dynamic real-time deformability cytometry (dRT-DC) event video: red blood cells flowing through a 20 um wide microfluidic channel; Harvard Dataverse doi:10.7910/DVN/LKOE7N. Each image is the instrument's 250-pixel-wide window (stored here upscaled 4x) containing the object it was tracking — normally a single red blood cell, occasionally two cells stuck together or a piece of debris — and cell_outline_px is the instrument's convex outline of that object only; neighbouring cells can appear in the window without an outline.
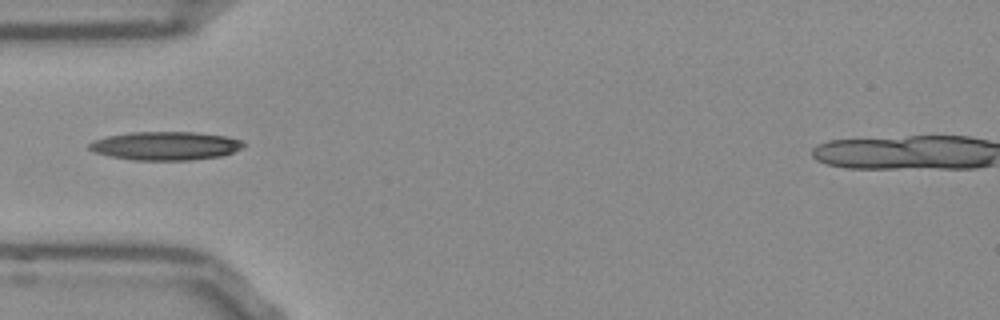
{"species": "Egyptian fruit bat (a non-hibernating species)", "species_latin": "Rousettus aegyptiacus", "temperature_condition": "room temperature", "stored_images_in_passage": 38, "camera_frame_rate_fps": 3000, "um_per_image_px": 0.085, "frame": {"image": 1, "passage_image": 1, "time_ms": 0.0, "image_size_px": [1000, 320], "cell_outline_px": [[244, 148], [220, 156], [188, 160], [132, 160], [112, 156], [96, 152], [88, 148], [88, 144], [92, 140], [108, 136], [132, 132], [196, 132], [224, 136], [240, 140], [244, 144]], "centroid_in_image_um": [14.05, 12.39], "position_along_channel_um": 70.9, "area_um2": 25.43}}
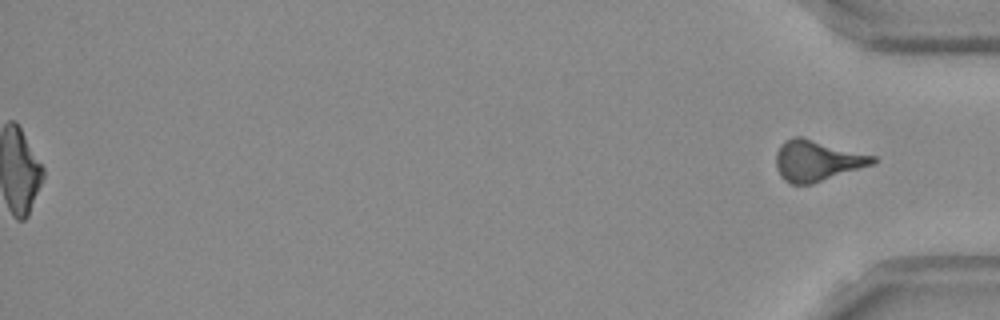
{"frame": {"image": 2, "passage_image": 38, "time_ms": 12.333, "image_size_px": [1000, 320], "cell_outline_px": [[876, 164], [812, 184], [792, 184], [784, 180], [780, 176], [776, 168], [776, 152], [780, 144], [784, 140], [792, 136], [800, 136], [876, 156]], "centroid_in_image_um": [69.44, 13.65], "position_along_channel_um": 365.8, "area_um2": 23.29}}